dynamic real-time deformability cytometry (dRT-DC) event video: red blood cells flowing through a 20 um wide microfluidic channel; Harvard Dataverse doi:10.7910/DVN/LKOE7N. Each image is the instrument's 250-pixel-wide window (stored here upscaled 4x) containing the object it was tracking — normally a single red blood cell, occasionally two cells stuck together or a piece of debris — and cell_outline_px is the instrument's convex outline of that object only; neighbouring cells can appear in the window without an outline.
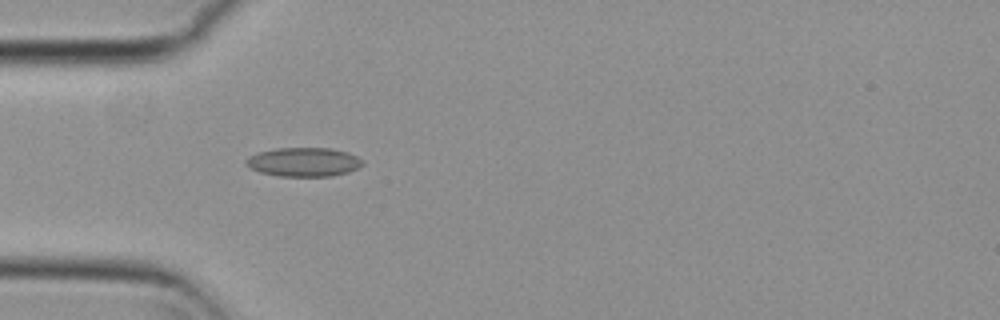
{"species": "common noctule bat (a hibernating species)", "species_latin": "Nyctalus noctula", "temperature_condition": "cold", "stored_images_in_passage": 36, "camera_frame_rate_fps": 3000, "um_per_image_px": 0.085, "animal": {"sex": "female", "body_mass_g": 29.2, "forearm_length_mm": 56.3}, "frame": {"image": 1, "passage_image": 1, "time_ms": 0.0, "image_size_px": [1000, 320], "cell_outline_px": [[364, 164], [348, 172], [332, 176], [276, 176], [260, 172], [244, 164], [244, 160], [248, 156], [256, 152], [276, 148], [332, 148], [348, 152], [364, 160]], "centroid_in_image_um": [25.79, 13.76], "position_along_channel_um": 59.2, "area_um2": 19.88}}
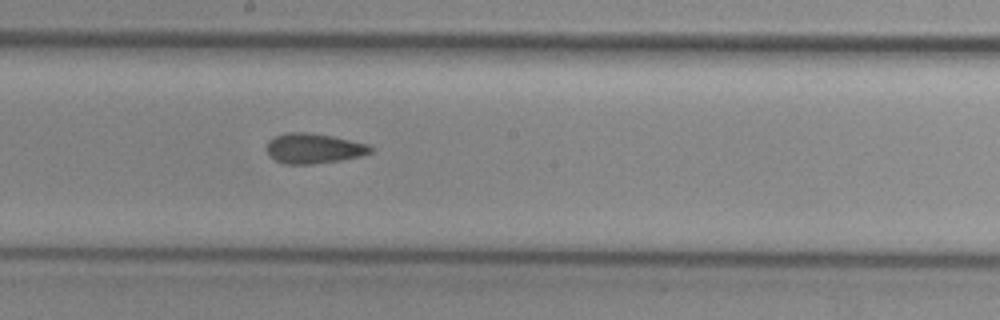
{"frame": {"image": 2, "passage_image": 14, "time_ms": 4.333, "image_size_px": [1000, 320], "cell_outline_px": [[372, 152], [360, 156], [340, 160], [312, 164], [284, 164], [276, 160], [268, 152], [268, 140], [284, 132], [308, 132], [332, 136], [368, 144], [372, 148]], "centroid_in_image_um": [26.67, 12.61], "position_along_channel_um": 221.5, "area_um2": 18.03}}
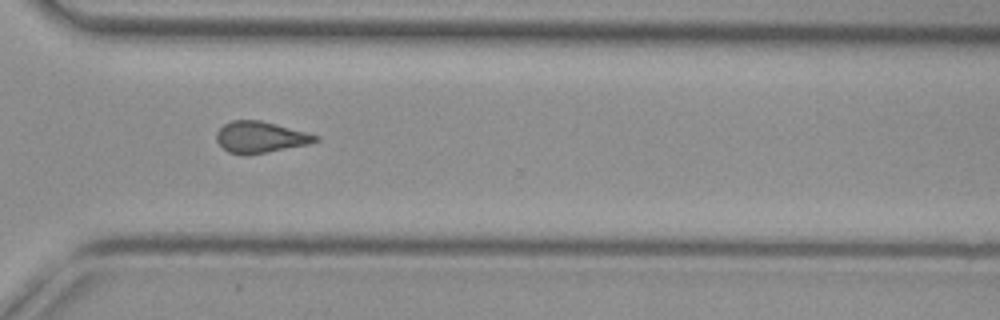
{"frame": {"image": 3, "passage_image": 24, "time_ms": 7.667, "image_size_px": [1000, 320], "cell_outline_px": [[320, 140], [308, 144], [264, 152], [228, 152], [216, 140], [216, 132], [224, 124], [232, 120], [260, 120], [308, 132], [320, 136]], "centroid_in_image_um": [22.17, 11.61], "position_along_channel_um": 348.4, "area_um2": 17.51}, "authors_computed_cell_mechanics": {"area_um2": 17.8024, "velocity_mm_per_s": 3.8086, "shape_relaxation_time_tau1_ms": 10.6133, "shape_relaxation_time_tau2_ms": 2.6184, "deformation_change_tau1": 0.1817, "deformation_change_tau2": 0.11}}